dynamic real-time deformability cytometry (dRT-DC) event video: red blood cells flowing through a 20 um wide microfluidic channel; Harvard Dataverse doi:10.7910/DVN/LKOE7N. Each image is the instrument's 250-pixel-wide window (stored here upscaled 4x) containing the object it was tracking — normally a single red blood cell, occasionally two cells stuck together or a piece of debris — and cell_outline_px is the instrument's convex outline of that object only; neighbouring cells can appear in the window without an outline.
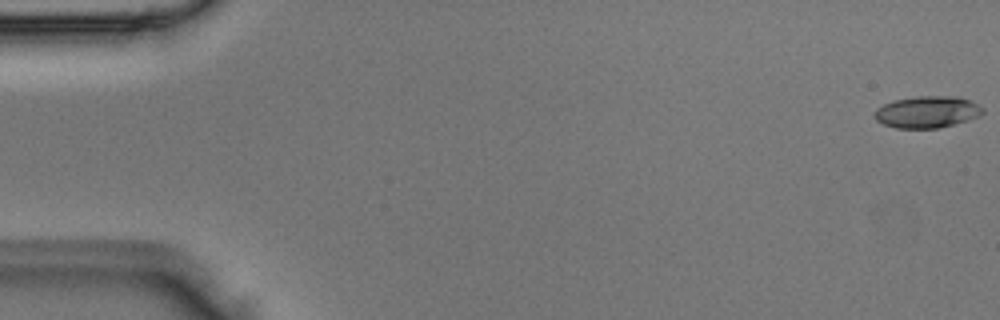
{"species": "Egyptian fruit bat (a non-hibernating species)", "species_latin": "Rousettus aegyptiacus", "temperature_condition": "room temperature", "stored_images_in_passage": 48, "camera_frame_rate_fps": 3000, "um_per_image_px": 0.085, "animal": {"sex": "male"}, "frame": {"image": 1, "passage_image": 1, "time_ms": 0.0, "image_size_px": [1000, 320], "cell_outline_px": [[984, 112], [980, 116], [968, 120], [940, 128], [896, 128], [884, 124], [876, 120], [872, 116], [876, 108], [884, 104], [896, 100], [916, 96], [960, 96], [984, 108]], "centroid_in_image_um": [78.81, 9.52], "position_along_channel_um": 6.2, "area_um2": 20.11}}
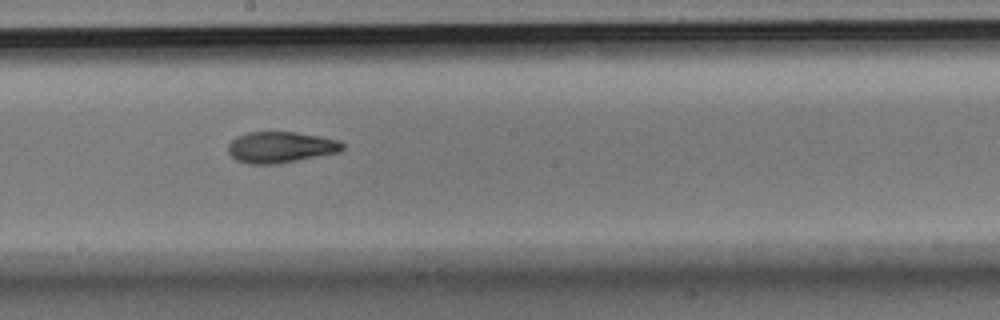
{"frame": {"image": 2, "passage_image": 28, "time_ms": 9.0, "image_size_px": [1000, 320], "cell_outline_px": [[344, 148], [340, 152], [276, 164], [248, 164], [236, 160], [228, 152], [228, 144], [236, 136], [248, 132], [296, 132], [320, 136], [340, 140], [344, 144]], "centroid_in_image_um": [23.86, 12.51], "position_along_channel_um": 224.3, "area_um2": 20.87}}
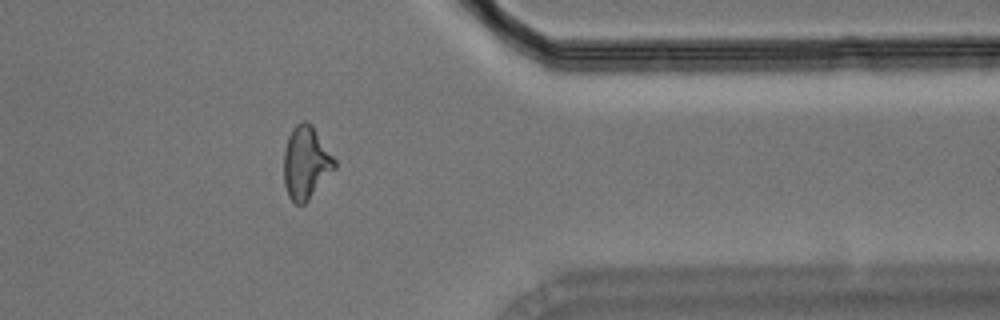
{"frame": {"image": 3, "passage_image": 41, "time_ms": 13.333, "image_size_px": [1000, 320], "cell_outline_px": [[336, 168], [308, 200], [304, 204], [296, 204], [288, 196], [284, 184], [284, 148], [288, 136], [292, 128], [300, 120], [304, 120], [312, 124], [336, 160]], "centroid_in_image_um": [26.0, 13.8], "position_along_channel_um": 385.4, "area_um2": 21.68}}